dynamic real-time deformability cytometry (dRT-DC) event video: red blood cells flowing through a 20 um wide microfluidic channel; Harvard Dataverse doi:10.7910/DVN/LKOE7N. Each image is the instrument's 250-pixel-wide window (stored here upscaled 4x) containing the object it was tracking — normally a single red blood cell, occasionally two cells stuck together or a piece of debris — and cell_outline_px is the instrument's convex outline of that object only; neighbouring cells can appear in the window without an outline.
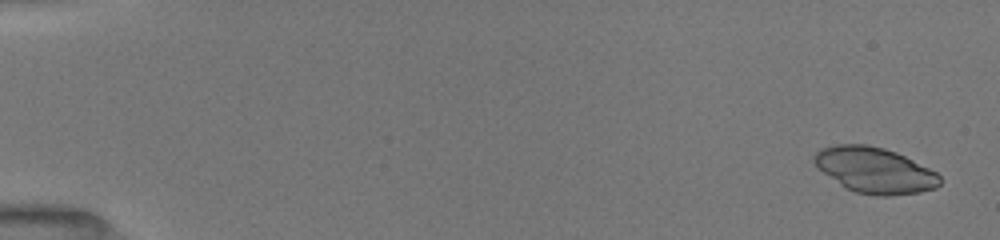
{"species": "common noctule bat (a hibernating species)", "species_latin": "Nyctalus noctula", "temperature_condition": "room temperature", "stored_images_in_passage": 28, "camera_frame_rate_fps": 3000, "um_per_image_px": 0.085, "animal": {"sex": "female", "body_mass_g": 19.5, "forearm_length_mm": 54.1}, "frame": {"image": 1, "passage_image": 1, "time_ms": 0.0, "image_size_px": [1000, 240], "cell_outline_px": [[940, 184], [936, 188], [920, 192], [892, 196], [876, 196], [856, 192], [844, 188], [824, 172], [812, 160], [812, 156], [820, 148], [836, 144], [868, 144], [884, 148], [896, 152], [936, 172], [940, 176]], "centroid_in_image_um": [74.34, 14.47], "position_along_channel_um": 10.7, "area_um2": 33.47}}